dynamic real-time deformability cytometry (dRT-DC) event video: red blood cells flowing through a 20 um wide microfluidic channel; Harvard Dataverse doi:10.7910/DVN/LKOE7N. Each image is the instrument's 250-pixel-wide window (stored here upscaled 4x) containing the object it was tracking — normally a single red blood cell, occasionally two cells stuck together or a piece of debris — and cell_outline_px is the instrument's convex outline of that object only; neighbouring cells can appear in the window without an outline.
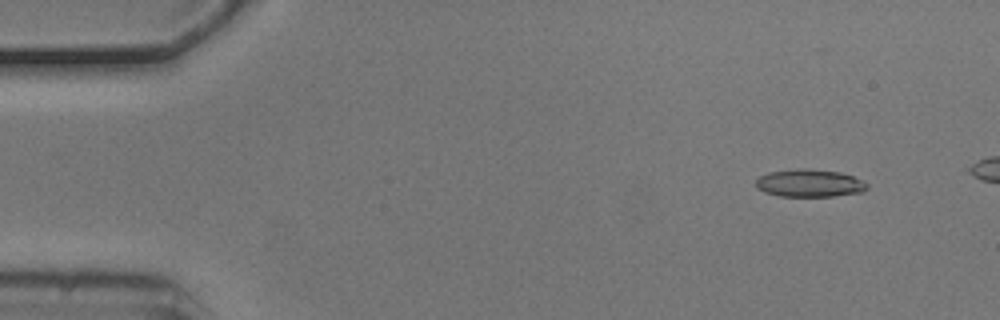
{"species": "common noctule bat (a hibernating species)", "species_latin": "Nyctalus noctula", "temperature_condition": "cold", "stored_images_in_passage": 3, "camera_frame_rate_fps": 3000, "um_per_image_px": 0.085, "animal": {"sex": "male", "body_mass_g": 20.5, "forearm_length_mm": 52.5}, "frame": {"image": 1, "passage_image": 3, "time_ms": 0.667, "image_size_px": [1000, 320], "cell_outline_px": [[868, 188], [864, 192], [832, 196], [780, 196], [764, 192], [756, 188], [756, 180], [760, 176], [768, 172], [800, 168], [804, 168], [840, 172], [852, 176], [868, 184]], "centroid_in_image_um": [68.8, 15.57], "position_along_channel_um": 16.2, "area_um2": 17.92}}